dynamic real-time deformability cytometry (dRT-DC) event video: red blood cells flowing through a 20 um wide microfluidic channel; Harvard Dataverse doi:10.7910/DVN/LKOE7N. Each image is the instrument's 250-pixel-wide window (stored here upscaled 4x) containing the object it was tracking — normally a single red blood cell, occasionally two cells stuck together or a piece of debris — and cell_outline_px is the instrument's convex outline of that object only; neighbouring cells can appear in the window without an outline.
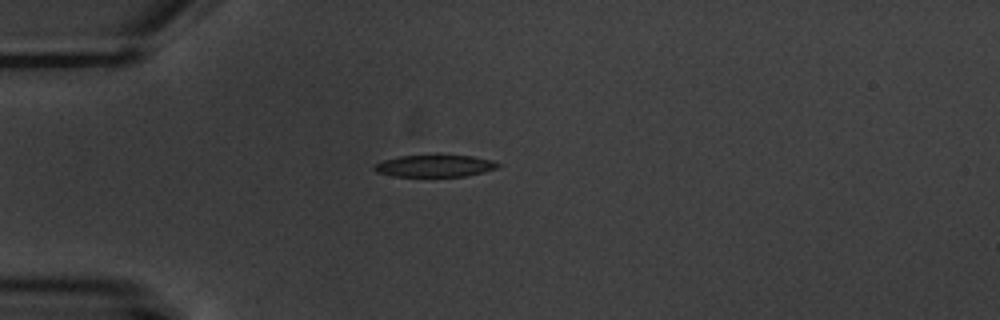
{"species": "common noctule bat (a hibernating species)", "species_latin": "Nyctalus noctula", "temperature_condition": "warm", "stored_images_in_passage": 4, "camera_frame_rate_fps": 3000, "um_per_image_px": 0.085, "animal": {"sex": "male", "body_mass_g": 20.1, "forearm_length_mm": 53.5}, "frame": {"image": 1, "passage_image": 1, "time_ms": 0.0, "image_size_px": [1000, 320], "cell_outline_px": [[500, 164], [496, 168], [464, 176], [392, 176], [376, 172], [372, 168], [376, 164], [384, 160], [400, 156], [436, 152], [440, 152], [472, 156], [492, 160]], "centroid_in_image_um": [36.92, 14.04], "position_along_channel_um": 48.1, "area_um2": 16.47}}